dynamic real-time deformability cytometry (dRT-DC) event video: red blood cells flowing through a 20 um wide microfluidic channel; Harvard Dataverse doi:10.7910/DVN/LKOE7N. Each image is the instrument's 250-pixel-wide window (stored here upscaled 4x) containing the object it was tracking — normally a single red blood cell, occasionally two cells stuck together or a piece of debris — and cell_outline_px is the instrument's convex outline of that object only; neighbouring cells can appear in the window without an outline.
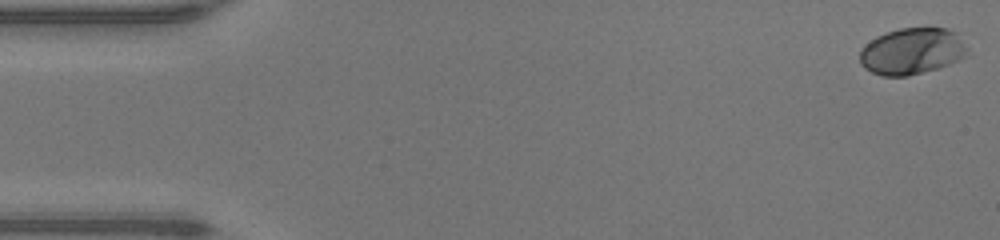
{"species": "human", "species_latin": "Homo sapiens", "temperature_condition": "warm", "stored_images_in_passage": 48, "camera_frame_rate_fps": 3000, "um_per_image_px": 0.085, "donor": {"sex": "male"}, "frame": {"image": 1, "passage_image": 1, "time_ms": 0.0, "image_size_px": [1000, 240], "cell_outline_px": [[968, 48], [964, 56], [948, 64], [936, 68], [908, 76], [880, 76], [864, 68], [860, 64], [860, 48], [864, 44], [876, 36], [900, 28], [948, 28], [956, 32]], "centroid_in_image_um": [77.47, 4.35], "position_along_channel_um": 7.5, "area_um2": 29.07}}
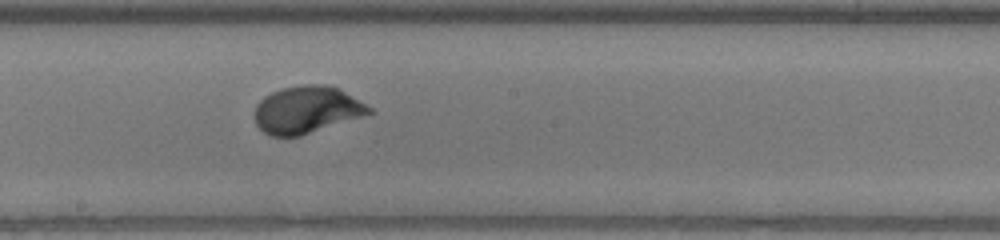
{"frame": {"image": 2, "passage_image": 26, "time_ms": 8.333, "image_size_px": [1000, 240], "cell_outline_px": [[376, 112], [300, 136], [272, 136], [264, 132], [256, 124], [256, 104], [264, 96], [280, 88], [304, 84], [324, 84], [340, 88], [372, 108]], "centroid_in_image_um": [26.1, 9.31], "position_along_channel_um": 222.1, "area_um2": 31.5}}
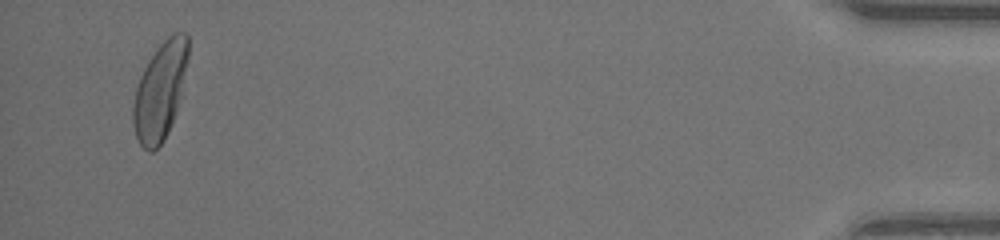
{"frame": {"image": 3, "passage_image": 46, "time_ms": 15.0, "image_size_px": [1000, 240], "cell_outline_px": [[188, 56], [176, 108], [168, 132], [164, 140], [152, 152], [148, 152], [140, 144], [136, 136], [132, 124], [132, 108], [136, 88], [140, 76], [148, 60], [156, 48], [172, 32], [184, 32], [188, 36]], "centroid_in_image_um": [13.57, 7.73], "position_along_channel_um": 421.6, "area_um2": 30.75}, "authors_computed_cell_mechanics": {"area_um2": 29.9693, "velocity_mm_per_s": 4.3473, "shape_relaxation_time_tau1_ms": 2.0897, "shape_relaxation_time_tau2_ms": null, "deformation_change_tau1": 0.1818, "deformation_change_tau2": null}}